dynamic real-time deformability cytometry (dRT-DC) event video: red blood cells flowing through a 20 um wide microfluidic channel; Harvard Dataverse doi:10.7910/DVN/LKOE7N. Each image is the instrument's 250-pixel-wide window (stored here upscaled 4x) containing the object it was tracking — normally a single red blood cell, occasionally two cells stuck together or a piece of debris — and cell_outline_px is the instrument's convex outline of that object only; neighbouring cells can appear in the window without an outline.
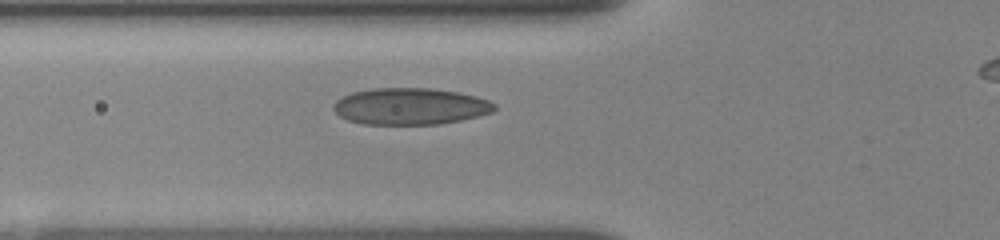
{"species": "human", "species_latin": "Homo sapiens", "temperature_condition": "room temperature", "stored_images_in_passage": 9, "camera_frame_rate_fps": 3000, "um_per_image_px": 0.085, "donor": {"sex": "female"}, "frame": {"image": 1, "passage_image": 3, "time_ms": 2.0, "image_size_px": [1000, 240], "cell_outline_px": [[496, 108], [492, 112], [460, 120], [440, 124], [364, 124], [348, 120], [340, 116], [332, 108], [332, 104], [336, 100], [352, 92], [372, 88], [432, 88], [460, 92], [476, 96], [488, 100], [496, 104]], "centroid_in_image_um": [34.87, 9.03], "position_along_channel_um": 90.9, "area_um2": 34.45}}
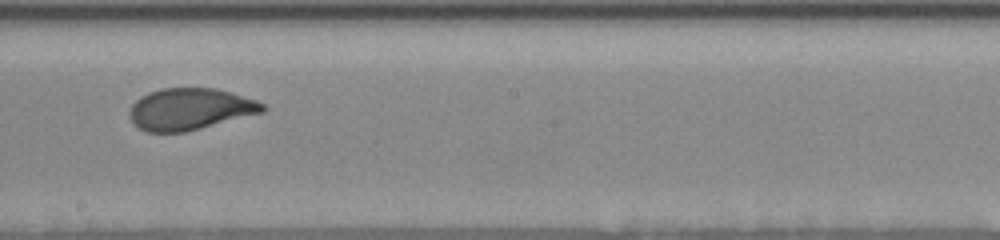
{"frame": {"image": 2, "passage_image": 7, "time_ms": 5.667, "image_size_px": [1000, 240], "cell_outline_px": [[268, 108], [264, 112], [184, 132], [148, 132], [132, 124], [128, 116], [128, 112], [132, 104], [140, 96], [148, 92], [160, 88], [216, 88], [232, 92], [256, 100], [264, 104]], "centroid_in_image_um": [16.13, 9.26], "position_along_channel_um": 232.1, "area_um2": 32.54}}
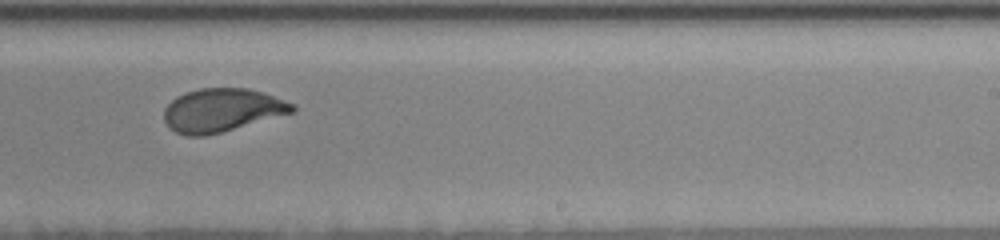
{"frame": {"image": 3, "passage_image": 8, "time_ms": 6.667, "image_size_px": [1000, 240], "cell_outline_px": [[296, 108], [292, 112], [220, 132], [204, 136], [188, 136], [176, 132], [168, 128], [164, 120], [164, 108], [176, 96], [184, 92], [200, 88], [248, 88], [264, 92], [292, 104]], "centroid_in_image_um": [18.79, 9.35], "position_along_channel_um": 270.2, "area_um2": 32.08}}